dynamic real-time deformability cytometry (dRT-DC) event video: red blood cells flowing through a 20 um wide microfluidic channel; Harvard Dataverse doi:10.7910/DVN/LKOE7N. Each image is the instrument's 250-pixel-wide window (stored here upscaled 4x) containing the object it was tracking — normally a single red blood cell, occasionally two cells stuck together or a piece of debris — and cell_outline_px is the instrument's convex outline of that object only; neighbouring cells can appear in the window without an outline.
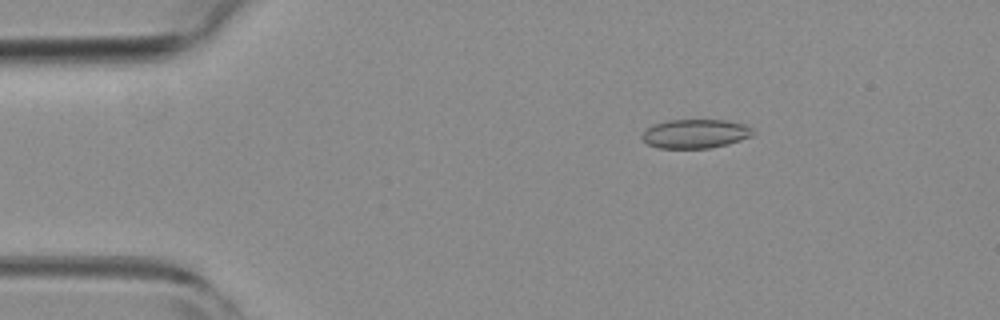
{"species": "common noctule bat (a hibernating species)", "species_latin": "Nyctalus noctula", "temperature_condition": "room temperature", "stored_images_in_passage": 51, "camera_frame_rate_fps": 3000, "um_per_image_px": 0.085, "animal": {"sex": "female", "body_mass_g": 19.3, "forearm_length_mm": 54.1}, "frame": {"image": 1, "passage_image": 8, "time_ms": 2.333, "image_size_px": [1000, 320], "cell_outline_px": [[752, 136], [728, 144], [708, 148], [660, 148], [648, 144], [640, 136], [652, 124], [668, 120], [724, 120], [744, 124], [752, 128]], "centroid_in_image_um": [59.09, 11.36], "position_along_channel_um": 25.9, "area_um2": 18.61}}
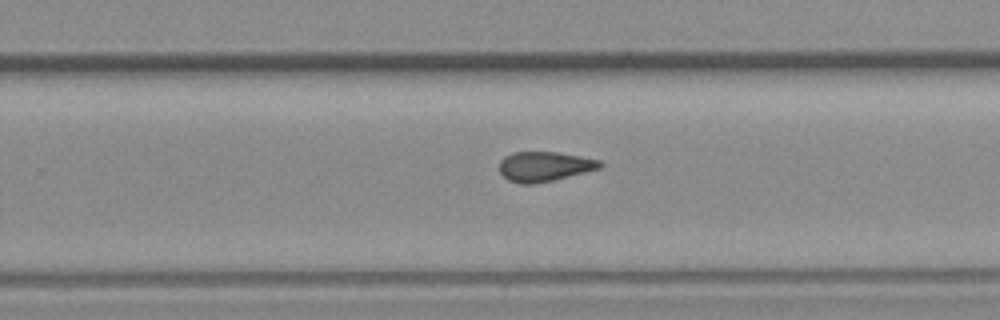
{"frame": {"image": 2, "passage_image": 32, "time_ms": 10.333, "image_size_px": [1000, 320], "cell_outline_px": [[604, 164], [600, 168], [536, 184], [520, 184], [508, 180], [500, 172], [500, 160], [504, 156], [512, 152], [556, 152], [580, 156], [600, 160]], "centroid_in_image_um": [46.25, 14.14], "position_along_channel_um": 283.5, "area_um2": 17.4}}
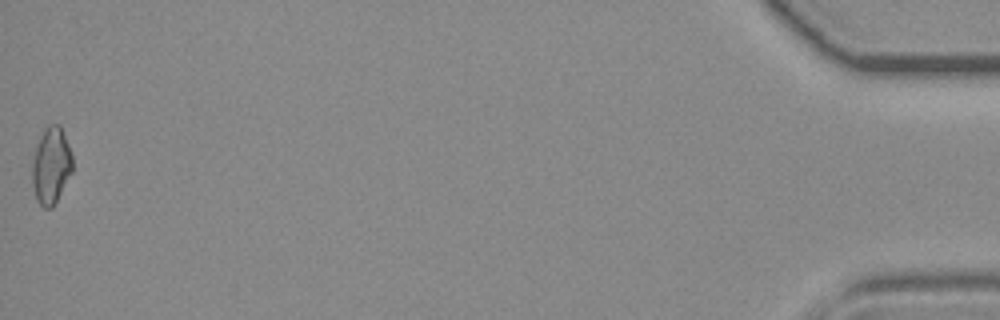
{"frame": {"image": 3, "passage_image": 51, "time_ms": 16.667, "image_size_px": [1000, 320], "cell_outline_px": [[72, 172], [52, 208], [44, 208], [36, 200], [32, 184], [32, 160], [40, 136], [44, 128], [48, 124], [60, 124], [72, 156]], "centroid_in_image_um": [4.33, 14.07], "position_along_channel_um": 430.9, "area_um2": 17.92}, "authors_computed_cell_mechanics": {"area_um2": 17.8602, "velocity_mm_per_s": 3.9888, "shape_relaxation_time_tau1_ms": null, "shape_relaxation_time_tau2_ms": 2.9484, "deformation_change_tau1": null, "deformation_change_tau2": 0.0777}}